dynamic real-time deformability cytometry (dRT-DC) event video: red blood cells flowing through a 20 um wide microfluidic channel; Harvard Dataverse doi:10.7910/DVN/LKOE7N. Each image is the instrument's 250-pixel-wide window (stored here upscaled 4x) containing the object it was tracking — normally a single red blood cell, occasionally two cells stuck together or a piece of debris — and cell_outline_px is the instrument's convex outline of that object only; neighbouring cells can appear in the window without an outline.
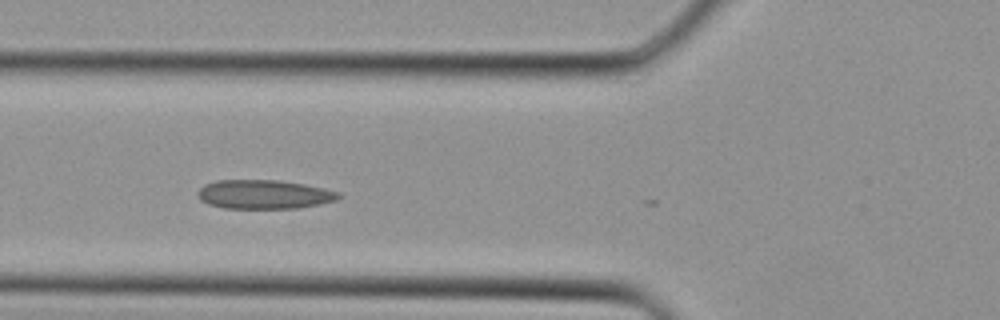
{"species": "Egyptian fruit bat (a non-hibernating species)", "species_latin": "Rousettus aegyptiacus", "temperature_condition": "cold", "stored_images_in_passage": 13, "camera_frame_rate_fps": 3000, "um_per_image_px": 0.085, "animal": {"sex": "female"}, "frame": {"image": 1, "passage_image": 9, "time_ms": 2.667, "image_size_px": [1000, 320], "cell_outline_px": [[344, 196], [336, 200], [320, 204], [296, 208], [224, 208], [208, 204], [200, 200], [196, 192], [204, 184], [216, 180], [280, 180], [304, 184], [324, 188], [340, 192]], "centroid_in_image_um": [22.45, 16.52], "position_along_channel_um": 103.3, "area_um2": 23.99}}
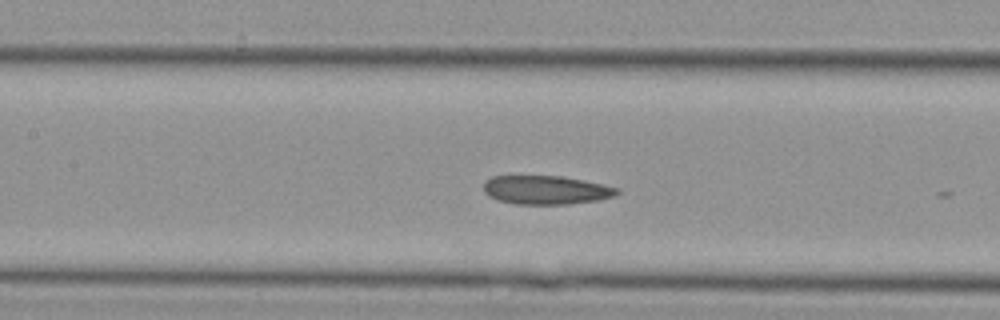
{"frame": {"image": 2, "passage_image": 12, "time_ms": 3.667, "image_size_px": [1000, 320], "cell_outline_px": [[620, 192], [616, 196], [596, 200], [568, 204], [516, 204], [500, 200], [488, 196], [484, 192], [484, 180], [492, 176], [560, 176], [584, 180], [620, 188]], "centroid_in_image_um": [46.42, 16.14], "position_along_channel_um": 161.0, "area_um2": 22.37}}